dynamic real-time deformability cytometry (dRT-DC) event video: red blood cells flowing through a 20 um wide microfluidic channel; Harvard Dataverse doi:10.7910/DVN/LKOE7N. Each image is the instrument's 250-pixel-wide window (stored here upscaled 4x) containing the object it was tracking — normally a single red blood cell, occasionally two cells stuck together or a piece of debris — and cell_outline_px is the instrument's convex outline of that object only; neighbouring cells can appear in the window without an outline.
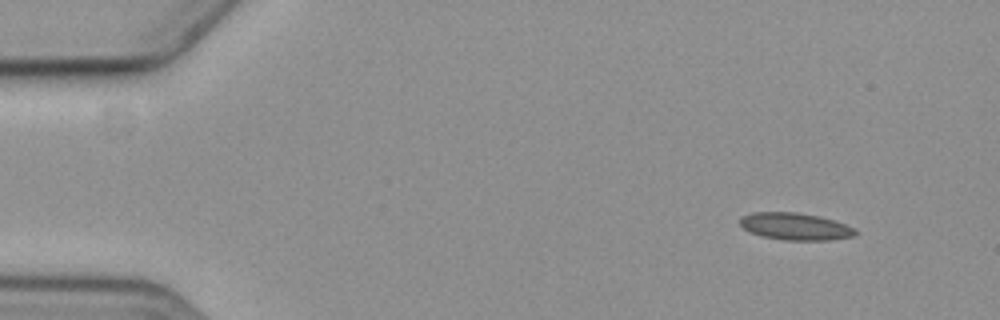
{"species": "common noctule bat (a hibernating species)", "species_latin": "Nyctalus noctula", "temperature_condition": "cold", "stored_images_in_passage": 5, "segment_of_instrument_passage": [2, 2], "camera_frame_rate_fps": 3000, "um_per_image_px": 0.085, "animal": {"sex": "female", "body_mass_g": 19.3, "forearm_length_mm": 54.1}, "frame": {"image": 1, "passage_image": 5, "time_ms": 5.667, "image_size_px": [1000, 320], "cell_outline_px": [[860, 232], [856, 236], [828, 240], [784, 240], [760, 236], [748, 232], [740, 224], [740, 216], [752, 212], [796, 212], [820, 216], [836, 220], [856, 228]], "centroid_in_image_um": [67.63, 19.25], "position_along_channel_um": 17.4, "area_um2": 18.67}}